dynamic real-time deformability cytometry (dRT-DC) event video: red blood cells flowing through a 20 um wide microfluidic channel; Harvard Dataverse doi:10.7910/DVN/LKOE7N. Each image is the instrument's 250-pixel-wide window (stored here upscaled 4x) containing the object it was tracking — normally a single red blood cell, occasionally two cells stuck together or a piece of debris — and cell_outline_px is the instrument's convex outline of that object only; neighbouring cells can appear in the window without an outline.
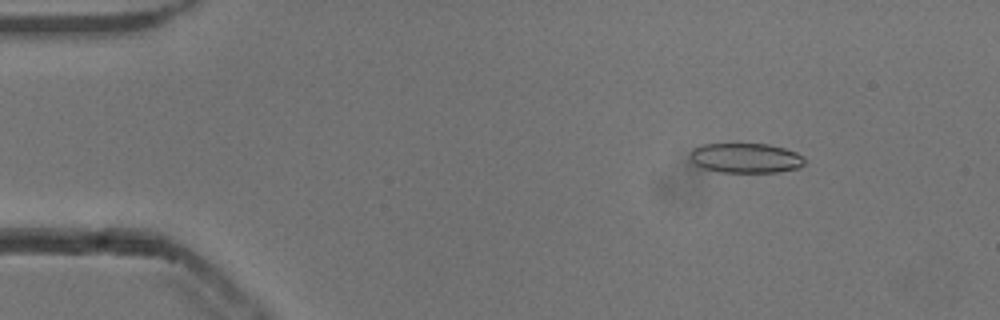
{"species": "common noctule bat (a hibernating species)", "species_latin": "Nyctalus noctula", "temperature_condition": "cold", "stored_images_in_passage": 47, "camera_frame_rate_fps": 3000, "um_per_image_px": 0.085, "animal": {"sex": "male", "body_mass_g": 13.3}, "frame": {"image": 1, "passage_image": 1, "time_ms": 0.0, "image_size_px": [1000, 320], "cell_outline_px": [[804, 164], [800, 168], [780, 172], [720, 172], [704, 168], [696, 164], [692, 160], [692, 148], [704, 144], [768, 144], [784, 148], [796, 152], [804, 156]], "centroid_in_image_um": [63.44, 13.43], "position_along_channel_um": 21.6, "area_um2": 19.83}}
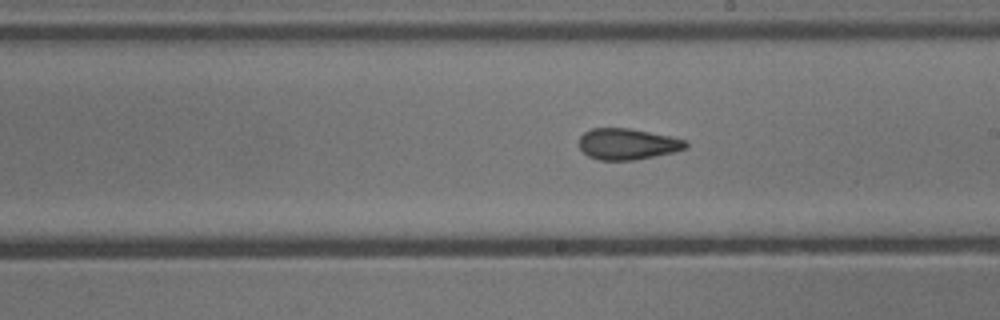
{"frame": {"image": 2, "passage_image": 24, "time_ms": 7.667, "image_size_px": [1000, 320], "cell_outline_px": [[688, 148], [676, 152], [636, 160], [600, 160], [588, 156], [580, 148], [580, 136], [584, 132], [592, 128], [628, 128], [688, 140]], "centroid_in_image_um": [53.37, 12.25], "position_along_channel_um": 235.6, "area_um2": 19.42}}
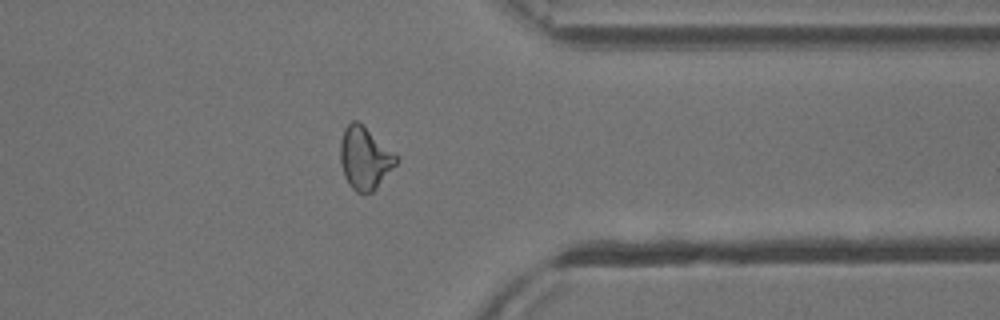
{"frame": {"image": 3, "passage_image": 36, "time_ms": 11.667, "image_size_px": [1000, 320], "cell_outline_px": [[400, 160], [376, 188], [372, 192], [356, 192], [348, 184], [344, 176], [340, 160], [340, 140], [344, 128], [352, 120], [356, 120], [400, 156]], "centroid_in_image_um": [31.01, 13.43], "position_along_channel_um": 380.4, "area_um2": 20.4}, "authors_computed_cell_mechanics": {"area_um2": 20.0566, "velocity_mm_per_s": 3.8415, "shape_relaxation_time_tau1_ms": null, "shape_relaxation_time_tau2_ms": 2.3464, "deformation_change_tau1": null, "deformation_change_tau2": 0.0935}}